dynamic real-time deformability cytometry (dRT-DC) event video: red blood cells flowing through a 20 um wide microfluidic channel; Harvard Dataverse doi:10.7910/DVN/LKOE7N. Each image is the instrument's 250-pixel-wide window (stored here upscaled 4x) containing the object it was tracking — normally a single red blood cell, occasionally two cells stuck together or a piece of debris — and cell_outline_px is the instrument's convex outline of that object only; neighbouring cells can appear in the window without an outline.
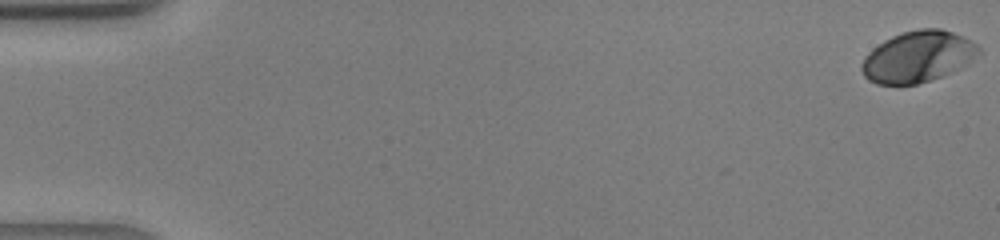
{"species": "human", "species_latin": "Homo sapiens", "temperature_condition": "warm", "stored_images_in_passage": 43, "camera_frame_rate_fps": 3000, "um_per_image_px": 0.085, "donor": {"sex": "male"}, "frame": {"image": 1, "passage_image": 1, "time_ms": 0.0, "image_size_px": [1000, 240], "cell_outline_px": [[980, 52], [964, 64], [952, 72], [916, 84], [876, 84], [868, 80], [864, 76], [860, 68], [860, 64], [864, 56], [872, 48], [884, 40], [892, 36], [904, 32], [920, 28], [940, 28], [964, 36], [976, 44], [980, 48]], "centroid_in_image_um": [77.96, 4.81], "position_along_channel_um": 7.0, "area_um2": 34.68}}
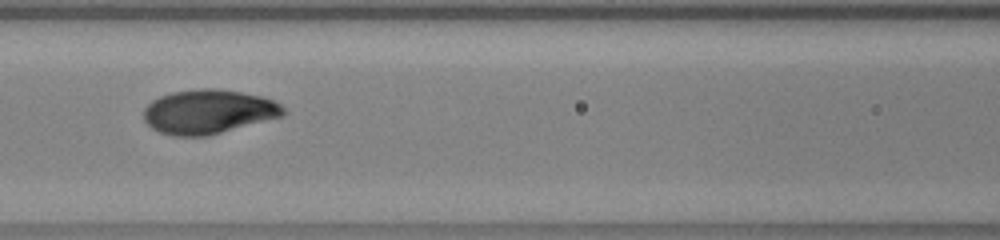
{"frame": {"image": 2, "passage_image": 20, "time_ms": 6.333, "image_size_px": [1000, 240], "cell_outline_px": [[288, 112], [284, 116], [208, 136], [172, 136], [160, 132], [152, 128], [144, 120], [144, 108], [152, 100], [160, 96], [172, 92], [200, 88], [216, 88], [240, 92], [260, 96], [272, 100], [280, 104]], "centroid_in_image_um": [17.72, 9.5], "position_along_channel_um": 148.9, "area_um2": 36.13}}
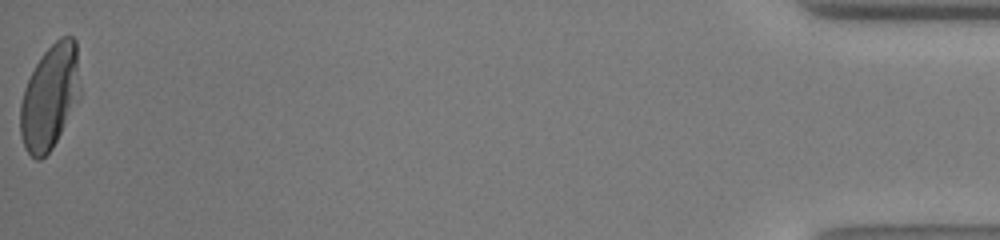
{"frame": {"image": 3, "passage_image": 43, "time_ms": 14.0, "image_size_px": [1000, 240], "cell_outline_px": [[80, 96], [52, 148], [40, 160], [36, 160], [24, 148], [20, 132], [20, 104], [24, 88], [36, 64], [44, 52], [60, 36], [72, 36], [76, 40], [80, 88]], "centroid_in_image_um": [4.23, 8.23], "position_along_channel_um": 431.0, "area_um2": 36.18}}